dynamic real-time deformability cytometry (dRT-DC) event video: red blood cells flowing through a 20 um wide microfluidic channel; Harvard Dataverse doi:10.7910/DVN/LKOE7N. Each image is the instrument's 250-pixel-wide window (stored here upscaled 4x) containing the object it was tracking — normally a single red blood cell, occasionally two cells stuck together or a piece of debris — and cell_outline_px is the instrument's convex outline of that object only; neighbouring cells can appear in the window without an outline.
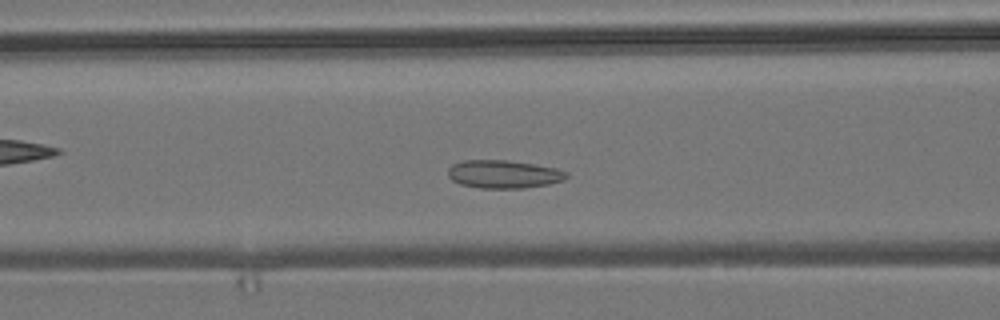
{"species": "common noctule bat (a hibernating species)", "species_latin": "Nyctalus noctula", "temperature_condition": "room temperature", "stored_images_in_passage": 48, "camera_frame_rate_fps": 3000, "um_per_image_px": 0.085, "animal": {"sex": "male", "body_mass_g": 19.2, "forearm_length_mm": 51.8}, "frame": {"image": 1, "passage_image": 16, "time_ms": 5.0, "image_size_px": [1000, 320], "cell_outline_px": [[568, 176], [564, 180], [548, 184], [524, 188], [480, 188], [460, 184], [452, 180], [448, 176], [448, 168], [452, 164], [464, 160], [508, 160], [536, 164], [556, 168], [568, 172]], "centroid_in_image_um": [42.81, 14.8], "position_along_channel_um": 123.8, "area_um2": 19.54}}
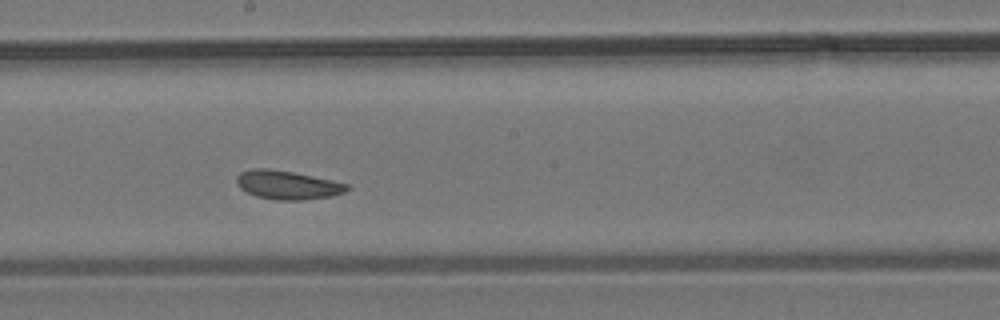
{"frame": {"image": 2, "passage_image": 24, "time_ms": 7.667, "image_size_px": [1000, 320], "cell_outline_px": [[348, 188], [344, 192], [332, 196], [304, 200], [276, 200], [256, 196], [240, 188], [236, 184], [236, 176], [240, 172], [252, 168], [268, 168], [292, 172], [332, 180], [348, 184]], "centroid_in_image_um": [24.4, 15.72], "position_along_channel_um": 223.8, "area_um2": 18.44}}
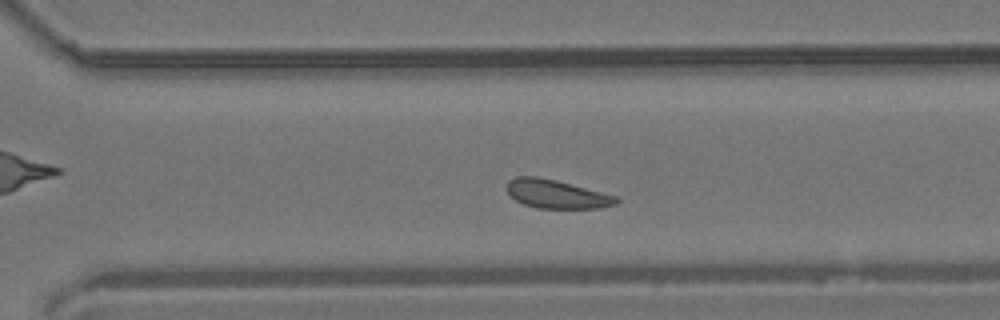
{"frame": {"image": 3, "passage_image": 32, "time_ms": 10.333, "image_size_px": [1000, 320], "cell_outline_px": [[620, 200], [616, 204], [600, 208], [536, 208], [524, 204], [516, 200], [508, 192], [508, 180], [516, 176], [536, 176], [556, 180], [616, 196]], "centroid_in_image_um": [47.3, 16.49], "position_along_channel_um": 323.3, "area_um2": 18.03}}